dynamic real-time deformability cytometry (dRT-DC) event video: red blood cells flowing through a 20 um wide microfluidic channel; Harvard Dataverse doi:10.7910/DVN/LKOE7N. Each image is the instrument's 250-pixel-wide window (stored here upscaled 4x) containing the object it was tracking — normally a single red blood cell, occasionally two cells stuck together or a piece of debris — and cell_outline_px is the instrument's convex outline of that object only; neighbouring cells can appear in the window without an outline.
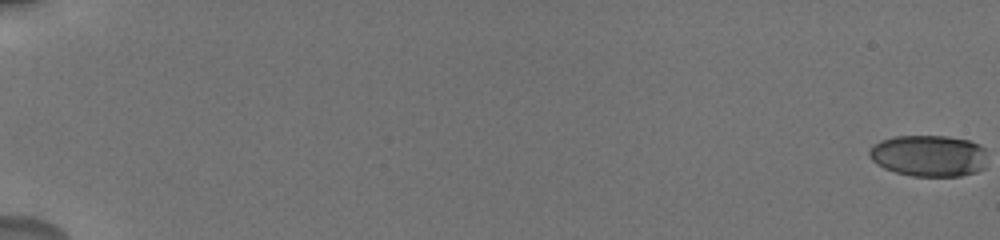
{"species": "human", "species_latin": "Homo sapiens", "temperature_condition": "cold", "stored_images_in_passage": 28, "camera_frame_rate_fps": 3000, "um_per_image_px": 0.085, "donor": {"sex": "male"}, "frame": {"image": 1, "passage_image": 1, "time_ms": 0.0, "image_size_px": [1000, 240], "cell_outline_px": [[984, 168], [976, 172], [960, 176], [912, 176], [896, 172], [884, 168], [876, 164], [868, 156], [868, 152], [872, 144], [880, 140], [896, 136], [948, 136], [968, 140], [980, 144], [984, 148]], "centroid_in_image_um": [78.91, 13.23], "position_along_channel_um": 6.1, "area_um2": 28.67}}